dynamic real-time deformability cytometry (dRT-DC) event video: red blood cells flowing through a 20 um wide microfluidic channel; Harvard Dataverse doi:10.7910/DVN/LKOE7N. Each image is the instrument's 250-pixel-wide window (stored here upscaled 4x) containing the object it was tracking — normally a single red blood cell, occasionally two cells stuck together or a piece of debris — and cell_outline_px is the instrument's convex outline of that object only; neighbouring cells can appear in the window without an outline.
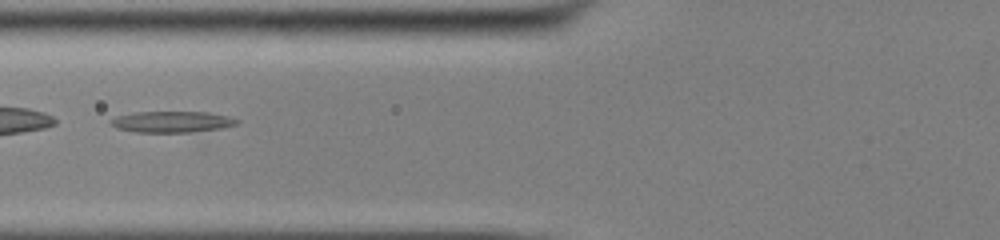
{"species": "common noctule bat (a hibernating species)", "species_latin": "Nyctalus noctula", "temperature_condition": "cold", "stored_images_in_passage": 9, "camera_frame_rate_fps": 3000, "um_per_image_px": 0.085, "animal": {"sex": "male", "body_mass_g": 13.0, "forearm_length_mm": 53.1}, "frame": {"image": 1, "passage_image": 5, "time_ms": 1.333, "image_size_px": [1000, 240], "cell_outline_px": [[240, 120], [236, 124], [220, 128], [192, 132], [136, 132], [116, 128], [108, 124], [108, 120], [116, 116], [132, 112], [208, 112], [228, 116]], "centroid_in_image_um": [14.54, 10.35], "position_along_channel_um": 111.3, "area_um2": 15.66}}
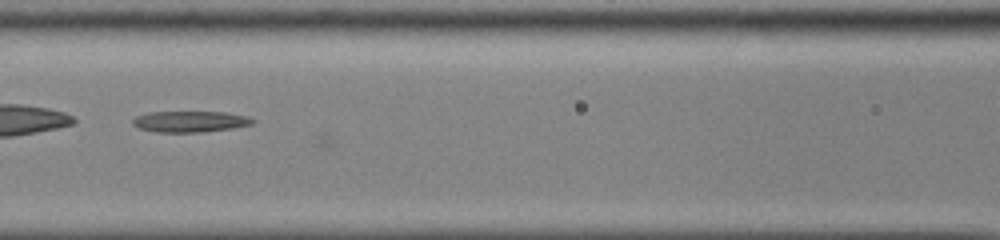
{"frame": {"image": 2, "passage_image": 8, "time_ms": 2.333, "image_size_px": [1000, 240], "cell_outline_px": [[256, 120], [252, 124], [232, 128], [204, 132], [156, 132], [136, 128], [132, 124], [132, 120], [136, 116], [148, 112], [224, 112], [248, 116]], "centroid_in_image_um": [16.13, 10.33], "position_along_channel_um": 150.5, "area_um2": 14.85}}